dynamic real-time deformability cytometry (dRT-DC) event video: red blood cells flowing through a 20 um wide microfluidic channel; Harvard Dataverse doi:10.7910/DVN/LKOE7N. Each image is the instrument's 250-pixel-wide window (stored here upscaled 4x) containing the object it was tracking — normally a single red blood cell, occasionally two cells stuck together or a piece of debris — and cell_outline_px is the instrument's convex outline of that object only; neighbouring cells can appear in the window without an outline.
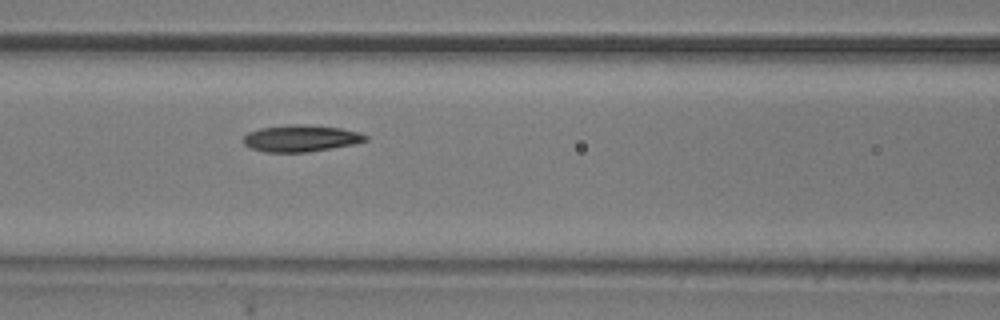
{"species": "common noctule bat (a hibernating species)", "species_latin": "Nyctalus noctula", "temperature_condition": "room temperature", "stored_images_in_passage": 6, "camera_frame_rate_fps": 3000, "um_per_image_px": 0.085, "animal": {"sex": "male", "body_mass_g": 20.5, "forearm_length_mm": 52.5}, "frame": {"image": 1, "passage_image": 6, "time_ms": 6.667, "image_size_px": [1000, 320], "cell_outline_px": [[368, 140], [352, 144], [332, 148], [308, 152], [264, 152], [252, 148], [244, 144], [240, 140], [248, 132], [260, 128], [288, 124], [300, 124], [340, 128], [360, 132], [368, 136]], "centroid_in_image_um": [25.54, 11.75], "position_along_channel_um": 141.1, "area_um2": 19.07}}